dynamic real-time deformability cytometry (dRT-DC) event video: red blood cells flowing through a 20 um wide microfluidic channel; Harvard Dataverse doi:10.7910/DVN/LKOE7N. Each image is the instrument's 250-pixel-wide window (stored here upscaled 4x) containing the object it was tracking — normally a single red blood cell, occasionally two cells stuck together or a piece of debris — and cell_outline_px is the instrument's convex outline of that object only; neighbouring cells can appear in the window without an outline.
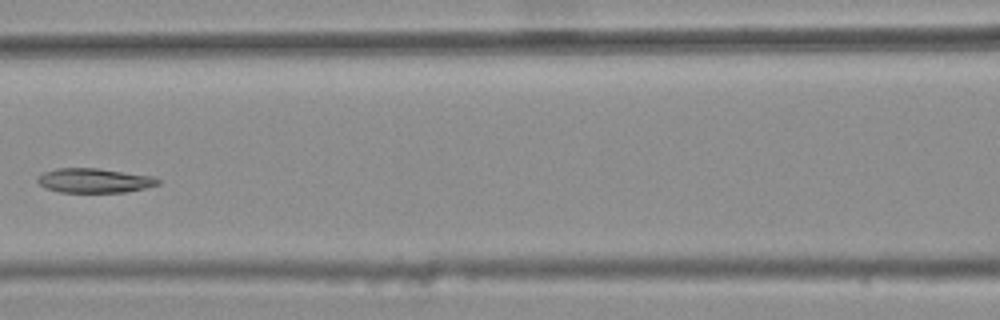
{"species": "common noctule bat (a hibernating species)", "species_latin": "Nyctalus noctula", "temperature_condition": "warm", "stored_images_in_passage": 6, "camera_frame_rate_fps": 3000, "um_per_image_px": 0.085, "animal": {"sex": "female", "body_mass_g": 25.1}, "frame": {"image": 1, "passage_image": 6, "time_ms": 1.667, "image_size_px": [1000, 320], "cell_outline_px": [[160, 184], [144, 188], [124, 192], [60, 192], [44, 188], [36, 180], [36, 176], [44, 172], [56, 168], [96, 168], [152, 176], [160, 180]], "centroid_in_image_um": [7.97, 15.34], "position_along_channel_um": 158.6, "area_um2": 17.11}}